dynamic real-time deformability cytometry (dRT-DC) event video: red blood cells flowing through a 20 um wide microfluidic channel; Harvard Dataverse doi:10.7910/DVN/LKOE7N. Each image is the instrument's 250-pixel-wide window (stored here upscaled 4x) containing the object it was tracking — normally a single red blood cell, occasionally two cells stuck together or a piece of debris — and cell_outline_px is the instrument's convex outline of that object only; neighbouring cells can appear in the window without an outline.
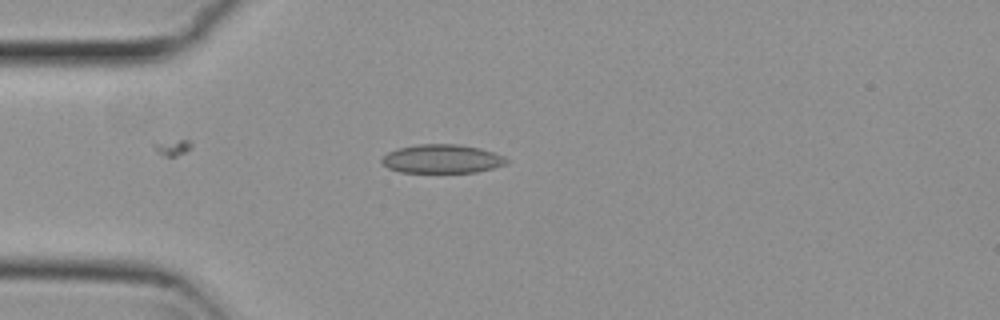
{"species": "common noctule bat (a hibernating species)", "species_latin": "Nyctalus noctula", "temperature_condition": "cold", "stored_images_in_passage": 5, "camera_frame_rate_fps": 3000, "um_per_image_px": 0.085, "animal": {"sex": "female", "body_mass_g": 29.2, "forearm_length_mm": 56.3}, "frame": {"image": 1, "passage_image": 5, "time_ms": 1.333, "image_size_px": [1000, 320], "cell_outline_px": [[508, 160], [504, 164], [492, 168], [476, 172], [400, 172], [388, 168], [380, 160], [388, 152], [396, 148], [416, 144], [460, 144], [480, 148], [504, 156]], "centroid_in_image_um": [37.54, 13.49], "position_along_channel_um": 47.5, "area_um2": 20.81}}